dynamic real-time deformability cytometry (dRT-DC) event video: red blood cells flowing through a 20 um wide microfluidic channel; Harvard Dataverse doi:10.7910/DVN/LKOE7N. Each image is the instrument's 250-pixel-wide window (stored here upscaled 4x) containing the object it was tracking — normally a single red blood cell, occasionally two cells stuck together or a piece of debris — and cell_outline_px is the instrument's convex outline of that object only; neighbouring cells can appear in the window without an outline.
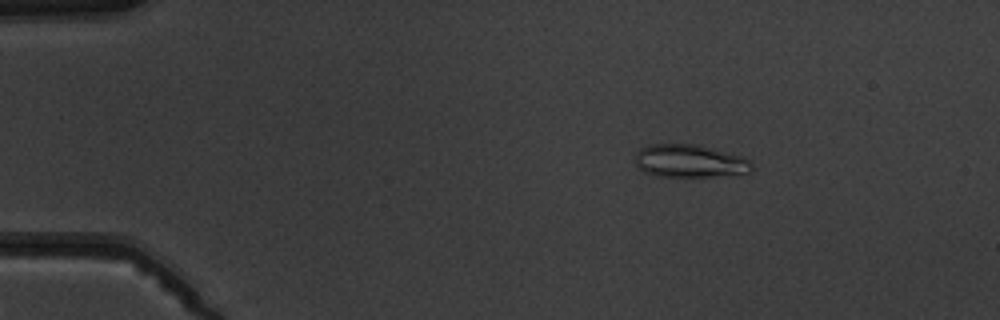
{"species": "common noctule bat (a hibernating species)", "species_latin": "Nyctalus noctula", "temperature_condition": "warm", "stored_images_in_passage": 5, "camera_frame_rate_fps": 3000, "um_per_image_px": 0.085, "animal": {"sex": "male", "body_mass_g": 19.5, "forearm_length_mm": 54.6}, "frame": {"image": 1, "passage_image": 3, "time_ms": 2.333, "image_size_px": [1000, 320], "cell_outline_px": [[752, 172], [712, 176], [656, 176], [644, 172], [636, 164], [636, 152], [640, 148], [648, 144], [700, 144], [740, 156], [748, 160], [752, 164]], "centroid_in_image_um": [58.6, 13.67], "position_along_channel_um": 26.4, "area_um2": 22.25}}